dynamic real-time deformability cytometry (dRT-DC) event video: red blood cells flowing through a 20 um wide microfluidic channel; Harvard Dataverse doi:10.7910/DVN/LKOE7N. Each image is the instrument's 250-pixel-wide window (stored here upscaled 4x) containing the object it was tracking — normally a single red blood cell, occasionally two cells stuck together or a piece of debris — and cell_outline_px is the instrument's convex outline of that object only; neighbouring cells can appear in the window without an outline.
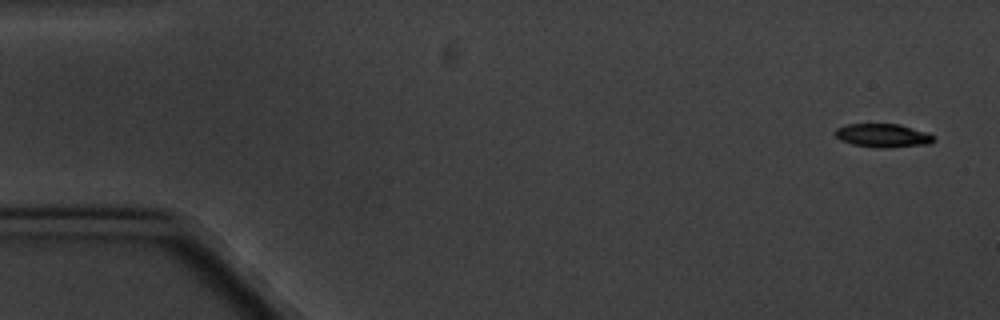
{"species": "common noctule bat (a hibernating species)", "species_latin": "Nyctalus noctula", "temperature_condition": "cold", "stored_images_in_passage": 5, "camera_frame_rate_fps": 3000, "um_per_image_px": 0.085, "animal": {"sex": "male", "body_mass_g": 20.1, "forearm_length_mm": 53.5}, "frame": {"image": 1, "passage_image": 1, "time_ms": 0.0, "image_size_px": [1000, 320], "cell_outline_px": [[936, 140], [928, 144], [884, 148], [880, 148], [852, 144], [840, 140], [836, 136], [836, 128], [848, 124], [896, 124], [928, 132], [936, 136]], "centroid_in_image_um": [75.08, 11.52], "position_along_channel_um": 9.9, "area_um2": 13.47}}